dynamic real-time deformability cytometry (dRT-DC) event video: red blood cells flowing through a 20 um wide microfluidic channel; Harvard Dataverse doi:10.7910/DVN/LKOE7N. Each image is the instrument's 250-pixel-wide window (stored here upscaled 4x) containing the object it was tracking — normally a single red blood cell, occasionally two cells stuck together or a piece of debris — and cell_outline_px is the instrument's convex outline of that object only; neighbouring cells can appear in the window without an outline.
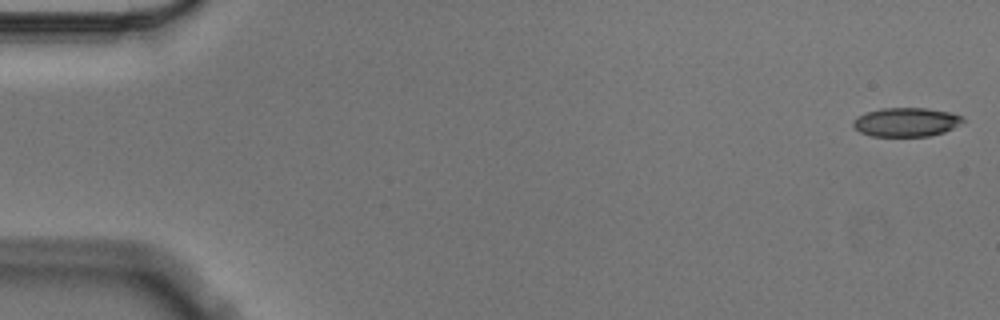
{"species": "Egyptian fruit bat (a non-hibernating species)", "species_latin": "Rousettus aegyptiacus", "temperature_condition": "cold", "stored_images_in_passage": 56, "camera_frame_rate_fps": 3000, "um_per_image_px": 0.085, "animal": {"sex": "male"}, "frame": {"image": 1, "passage_image": 1, "time_ms": 0.0, "image_size_px": [1000, 320], "cell_outline_px": [[964, 120], [952, 128], [944, 132], [928, 136], [872, 136], [860, 132], [852, 124], [852, 120], [868, 112], [880, 108], [928, 108], [952, 112], [960, 116]], "centroid_in_image_um": [77.02, 10.37], "position_along_channel_um": 8.0, "area_um2": 18.32}}
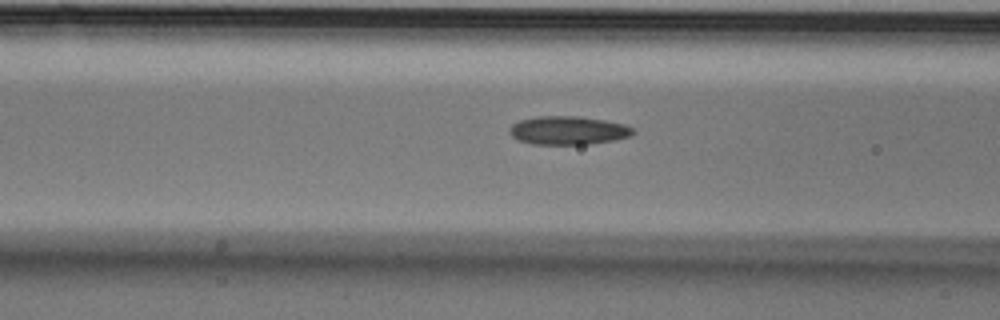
{"frame": {"image": 2, "passage_image": 22, "time_ms": 7.0, "image_size_px": [1000, 320], "cell_outline_px": [[636, 132], [632, 136], [612, 140], [588, 144], [532, 144], [516, 140], [508, 132], [508, 128], [512, 124], [520, 120], [540, 116], [580, 116], [604, 120], [624, 124], [632, 128]], "centroid_in_image_um": [48.26, 11.08], "position_along_channel_um": 118.3, "area_um2": 20.58}}
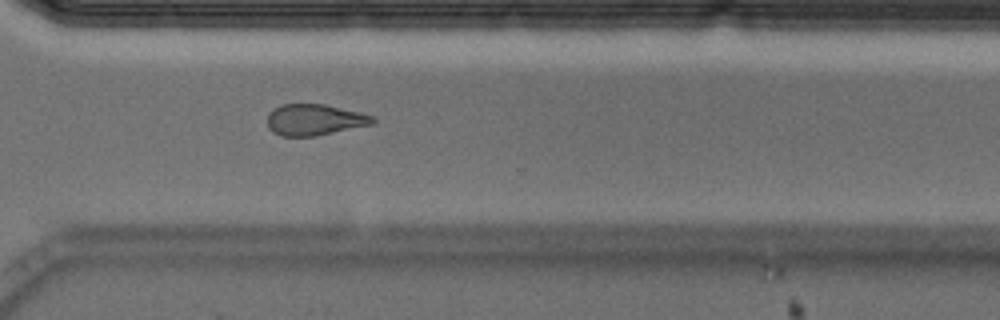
{"frame": {"image": 3, "passage_image": 41, "time_ms": 13.333, "image_size_px": [1000, 320], "cell_outline_px": [[376, 120], [372, 124], [312, 136], [280, 136], [272, 132], [268, 128], [268, 112], [280, 104], [324, 104], [360, 112], [372, 116]], "centroid_in_image_um": [26.68, 10.17], "position_along_channel_um": 343.9, "area_um2": 19.02}, "authors_computed_cell_mechanics": {"area_um2": 19.8543, "velocity_mm_per_s": 3.5627, "shape_relaxation_time_tau1_ms": 8.1116, "shape_relaxation_time_tau2_ms": 4.406, "deformation_change_tau1": 0.1662, "deformation_change_tau2": 0.1161}}